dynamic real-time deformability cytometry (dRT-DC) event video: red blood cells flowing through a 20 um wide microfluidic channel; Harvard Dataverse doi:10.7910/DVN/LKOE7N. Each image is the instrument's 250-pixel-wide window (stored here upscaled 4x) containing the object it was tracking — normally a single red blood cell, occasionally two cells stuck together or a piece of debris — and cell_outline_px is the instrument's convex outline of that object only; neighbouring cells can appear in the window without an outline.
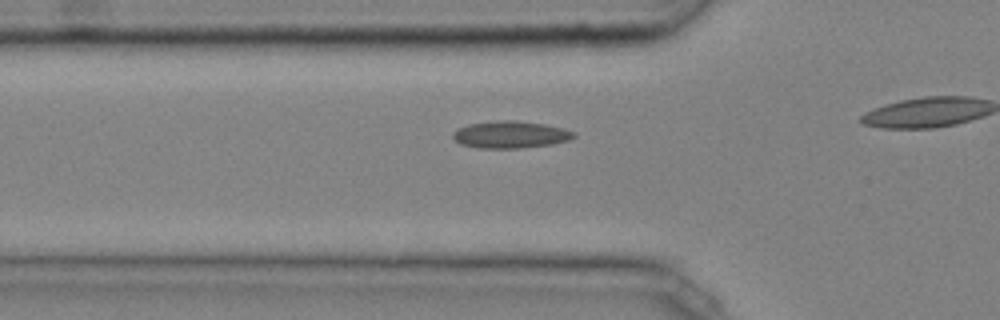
{"species": "common noctule bat (a hibernating species)", "species_latin": "Nyctalus noctula", "temperature_condition": "cold", "stored_images_in_passage": 10, "camera_frame_rate_fps": 3000, "um_per_image_px": 0.085, "animal": {"sex": "male", "body_mass_g": 20.4}, "frame": {"image": 1, "passage_image": 5, "time_ms": 1.333, "image_size_px": [1000, 320], "cell_outline_px": [[576, 136], [568, 140], [552, 144], [520, 148], [480, 148], [460, 144], [452, 136], [452, 132], [468, 124], [496, 120], [516, 120], [544, 124], [564, 128], [576, 132]], "centroid_in_image_um": [43.4, 11.43], "position_along_channel_um": 82.4, "area_um2": 19.13}}